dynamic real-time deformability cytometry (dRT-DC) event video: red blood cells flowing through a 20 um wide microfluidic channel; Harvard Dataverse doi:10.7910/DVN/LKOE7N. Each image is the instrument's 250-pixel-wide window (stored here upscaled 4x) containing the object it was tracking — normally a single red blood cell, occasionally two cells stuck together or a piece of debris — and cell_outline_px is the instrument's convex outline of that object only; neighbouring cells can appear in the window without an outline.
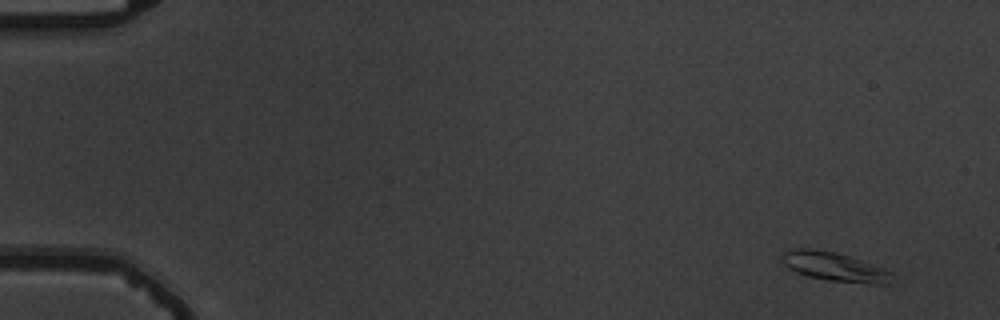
{"species": "common noctule bat (a hibernating species)", "species_latin": "Nyctalus noctula", "temperature_condition": "warm", "stored_images_in_passage": 53, "camera_frame_rate_fps": 3000, "um_per_image_px": 0.085, "animal": {"sex": "male", "body_mass_g": 19.5, "forearm_length_mm": 54.6}, "frame": {"image": 1, "passage_image": 1, "time_ms": 0.0, "image_size_px": [1000, 320], "cell_outline_px": [[892, 272], [888, 284], [868, 284], [828, 280], [808, 276], [796, 272], [788, 268], [780, 260], [784, 252], [796, 248], [808, 248], [832, 252], [848, 256], [884, 268]], "centroid_in_image_um": [70.91, 22.68], "position_along_channel_um": 14.1, "area_um2": 18.32}}
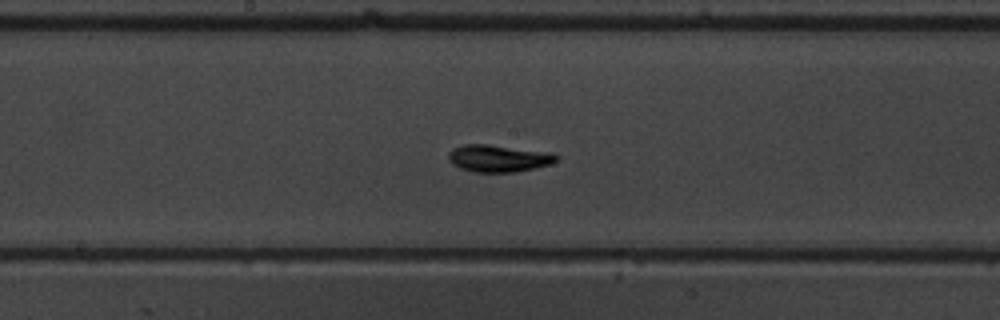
{"frame": {"image": 2, "passage_image": 28, "time_ms": 9.0, "image_size_px": [1000, 320], "cell_outline_px": [[560, 156], [552, 164], [536, 168], [512, 172], [476, 172], [460, 168], [452, 164], [448, 160], [448, 152], [452, 148], [464, 144], [488, 144], [552, 152]], "centroid_in_image_um": [42.38, 13.45], "position_along_channel_um": 205.8, "area_um2": 17.28}}
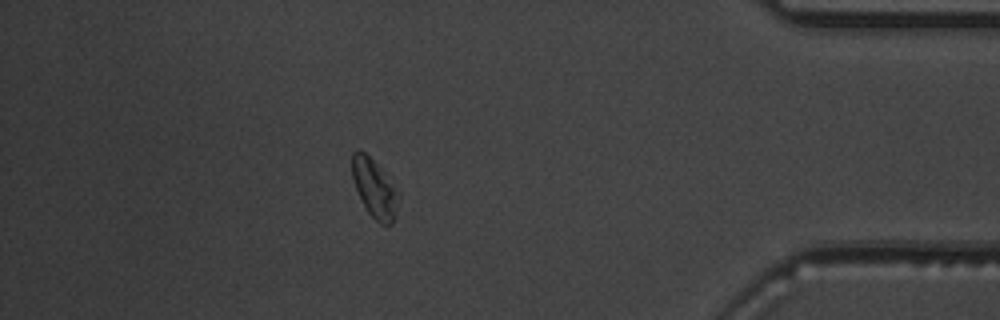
{"frame": {"image": 3, "passage_image": 47, "time_ms": 15.333, "image_size_px": [1000, 320], "cell_outline_px": [[400, 192], [396, 212], [392, 224], [380, 224], [368, 212], [356, 188], [352, 176], [352, 152], [356, 148], [360, 148], [380, 168]], "centroid_in_image_um": [31.84, 15.99], "position_along_channel_um": 403.4, "area_um2": 15.61}, "authors_computed_cell_mechanics": {"area_um2": 16.0684, "velocity_mm_per_s": 3.6874, "shape_relaxation_time_tau1_ms": 2.2543, "shape_relaxation_time_tau2_ms": 4.0555, "deformation_change_tau1": 0.1381, "deformation_change_tau2": 0.0904}}